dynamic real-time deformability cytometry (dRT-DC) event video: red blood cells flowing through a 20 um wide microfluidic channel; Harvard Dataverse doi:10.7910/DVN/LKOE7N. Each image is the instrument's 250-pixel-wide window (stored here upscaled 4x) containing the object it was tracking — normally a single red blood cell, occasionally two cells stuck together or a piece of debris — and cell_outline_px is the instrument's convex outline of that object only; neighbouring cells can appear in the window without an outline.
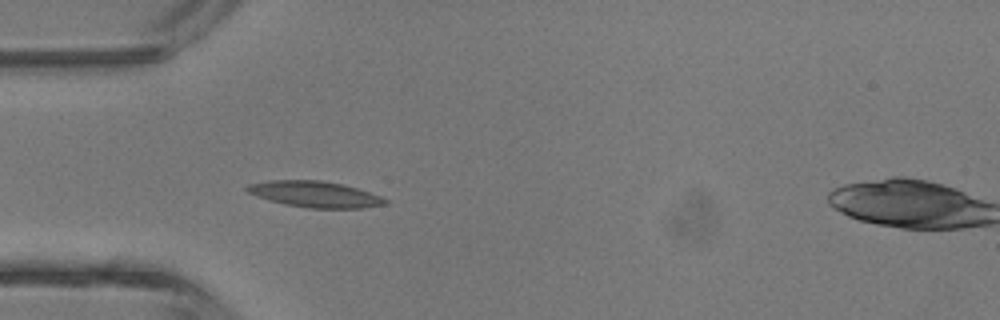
{"species": "common noctule bat (a hibernating species)", "species_latin": "Nyctalus noctula", "temperature_condition": "room temperature", "stored_images_in_passage": 5, "camera_frame_rate_fps": 3000, "um_per_image_px": 0.085, "animal": {"sex": "male", "body_mass_g": 13.3}, "frame": {"image": 1, "passage_image": 4, "time_ms": 3.333, "image_size_px": [1000, 320], "cell_outline_px": [[388, 204], [364, 208], [308, 208], [284, 204], [256, 196], [248, 192], [244, 188], [248, 184], [268, 180], [320, 180], [340, 184], [356, 188], [380, 196], [388, 200]], "centroid_in_image_um": [26.75, 16.51], "position_along_channel_um": 58.2, "area_um2": 20.92}}